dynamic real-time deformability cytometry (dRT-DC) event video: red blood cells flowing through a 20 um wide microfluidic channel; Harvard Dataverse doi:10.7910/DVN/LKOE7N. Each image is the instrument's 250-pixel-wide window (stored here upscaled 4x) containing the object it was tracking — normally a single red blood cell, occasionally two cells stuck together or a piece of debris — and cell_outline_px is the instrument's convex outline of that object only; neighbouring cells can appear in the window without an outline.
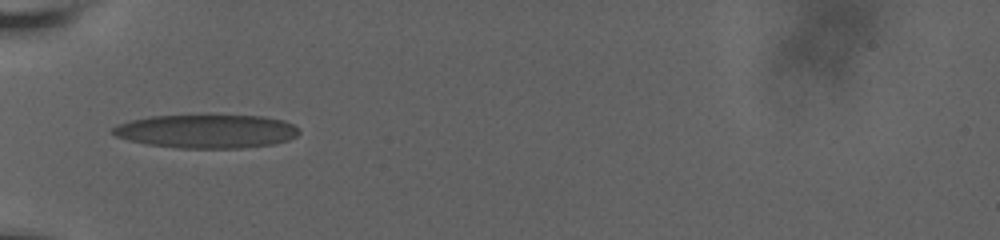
{"species": "human", "species_latin": "Homo sapiens", "temperature_condition": "room temperature", "stored_images_in_passage": 6, "camera_frame_rate_fps": 3000, "um_per_image_px": 0.085, "donor": {"sex": "male"}, "frame": {"image": 1, "passage_image": 1, "time_ms": 0.0, "image_size_px": [1000, 240], "cell_outline_px": [[300, 132], [296, 136], [288, 140], [272, 144], [240, 148], [180, 148], [148, 144], [128, 140], [116, 136], [112, 132], [112, 128], [120, 124], [132, 120], [152, 116], [264, 116], [284, 120], [300, 128]], "centroid_in_image_um": [17.6, 11.16], "position_along_channel_um": 67.4, "area_um2": 36.13}}
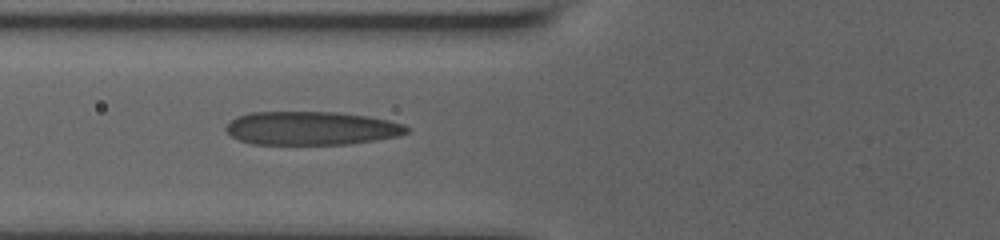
{"frame": {"image": 2, "passage_image": 5, "time_ms": 1.0, "image_size_px": [1000, 240], "cell_outline_px": [[408, 132], [396, 136], [376, 140], [348, 144], [252, 144], [240, 140], [232, 136], [224, 128], [236, 116], [252, 112], [336, 112], [368, 116], [388, 120], [404, 124], [408, 128]], "centroid_in_image_um": [26.46, 10.9], "position_along_channel_um": 99.3, "area_um2": 35.2}}